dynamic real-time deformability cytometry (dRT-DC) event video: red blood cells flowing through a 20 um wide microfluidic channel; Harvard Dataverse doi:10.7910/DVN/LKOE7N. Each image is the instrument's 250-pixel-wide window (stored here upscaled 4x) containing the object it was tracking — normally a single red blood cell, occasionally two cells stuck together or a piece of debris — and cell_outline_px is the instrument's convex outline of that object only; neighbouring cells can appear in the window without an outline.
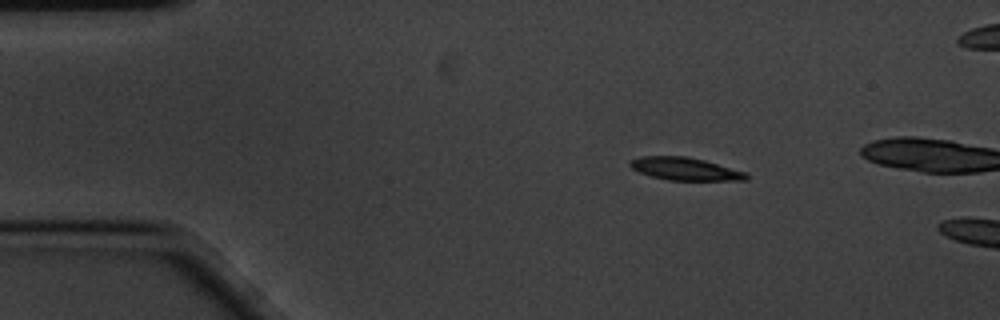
{"species": "common noctule bat (a hibernating species)", "species_latin": "Nyctalus noctula", "temperature_condition": "cold", "stored_images_in_passage": 2, "camera_frame_rate_fps": 3000, "um_per_image_px": 0.085, "animal": {"sex": "male", "body_mass_g": 20.1, "forearm_length_mm": 53.5}, "frame": {"image": 1, "passage_image": 1, "time_ms": 0.0, "image_size_px": [1000, 320], "cell_outline_px": [[748, 180], [668, 180], [652, 176], [640, 172], [632, 168], [628, 164], [628, 160], [640, 156], [684, 156], [704, 160], [748, 172]], "centroid_in_image_um": [58.23, 14.35], "position_along_channel_um": 26.8, "area_um2": 15.43}}